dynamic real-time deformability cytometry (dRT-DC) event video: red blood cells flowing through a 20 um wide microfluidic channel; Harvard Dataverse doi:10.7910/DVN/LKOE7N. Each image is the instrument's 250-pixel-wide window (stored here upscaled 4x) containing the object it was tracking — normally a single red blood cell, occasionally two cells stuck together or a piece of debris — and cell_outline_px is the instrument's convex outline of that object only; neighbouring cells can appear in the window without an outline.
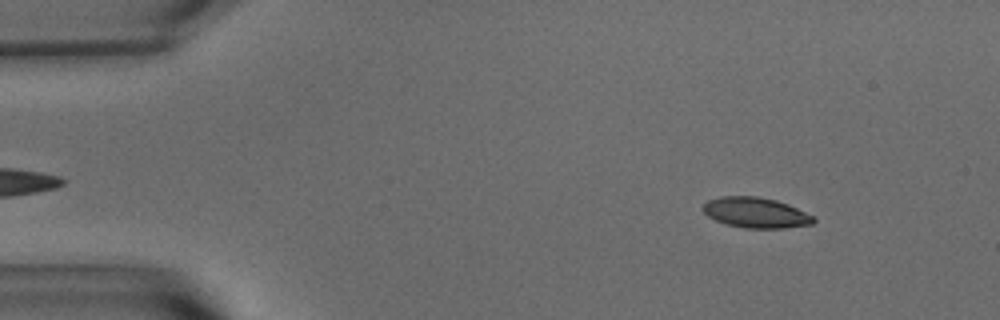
{"species": "common noctule bat (a hibernating species)", "species_latin": "Nyctalus noctula", "temperature_condition": "warm", "stored_images_in_passage": 54, "camera_frame_rate_fps": 3000, "um_per_image_px": 0.085, "animal": {"sex": "male", "body_mass_g": 15.6}, "frame": {"image": 1, "passage_image": 6, "time_ms": 1.667, "image_size_px": [1000, 320], "cell_outline_px": [[816, 220], [812, 224], [784, 228], [744, 228], [728, 224], [716, 220], [708, 216], [700, 208], [708, 200], [720, 196], [756, 196], [776, 200], [788, 204], [812, 216]], "centroid_in_image_um": [64.21, 18.07], "position_along_channel_um": 20.8, "area_um2": 19.48}}
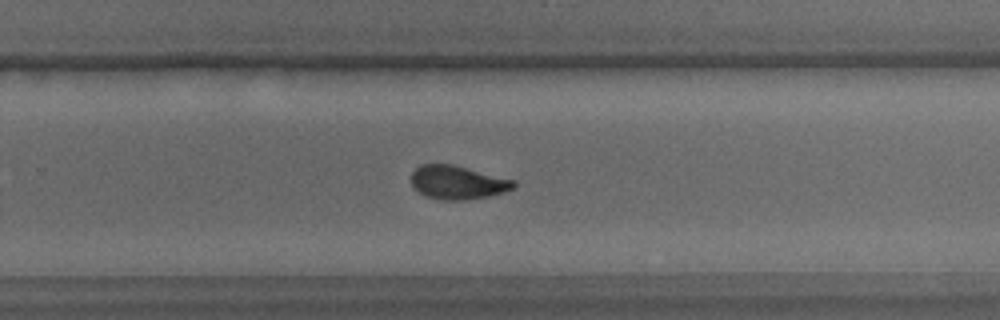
{"frame": {"image": 2, "passage_image": 35, "time_ms": 11.333, "image_size_px": [1000, 320], "cell_outline_px": [[516, 184], [512, 188], [504, 192], [488, 196], [464, 200], [440, 200], [424, 196], [412, 184], [412, 172], [420, 164], [452, 164], [516, 180]], "centroid_in_image_um": [38.9, 15.5], "position_along_channel_um": 290.9, "area_um2": 20.0}}
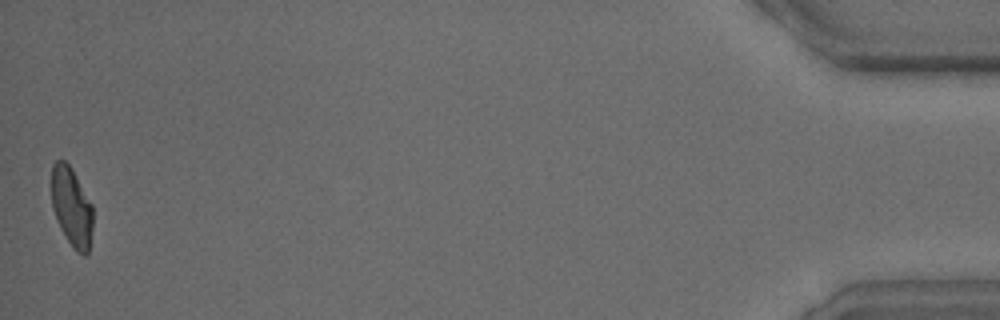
{"frame": {"image": 3, "passage_image": 54, "time_ms": 17.667, "image_size_px": [1000, 320], "cell_outline_px": [[92, 228], [88, 252], [84, 256], [76, 252], [72, 248], [60, 228], [52, 208], [52, 164], [56, 160], [64, 160], [72, 168], [92, 204]], "centroid_in_image_um": [6.08, 17.6], "position_along_channel_um": 429.1, "area_um2": 19.13}, "authors_computed_cell_mechanics": {"area_um2": 20.23, "velocity_mm_per_s": 3.6629, "shape_relaxation_time_tau1_ms": 3.8737, "shape_relaxation_time_tau2_ms": 1.4943, "deformation_change_tau1": 0.1422, "deformation_change_tau2": 0.0638}}